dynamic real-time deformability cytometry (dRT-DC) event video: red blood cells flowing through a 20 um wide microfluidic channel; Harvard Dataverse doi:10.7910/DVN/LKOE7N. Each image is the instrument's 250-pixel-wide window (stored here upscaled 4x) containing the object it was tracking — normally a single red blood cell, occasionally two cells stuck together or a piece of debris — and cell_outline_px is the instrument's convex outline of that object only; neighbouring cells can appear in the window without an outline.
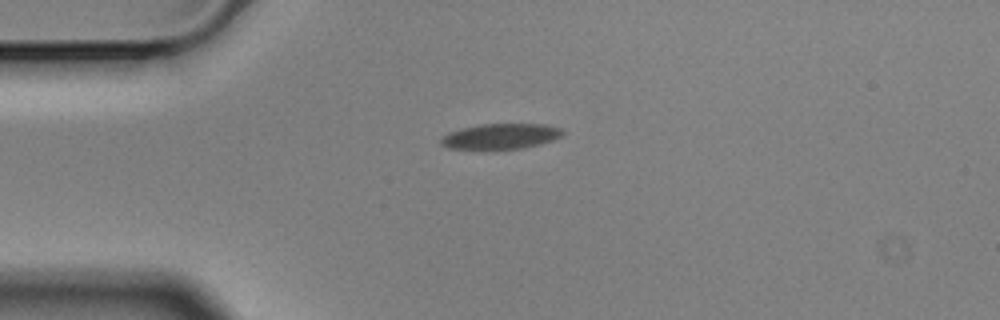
{"species": "Egyptian fruit bat (a non-hibernating species)", "species_latin": "Rousettus aegyptiacus", "temperature_condition": "cold", "stored_images_in_passage": 4, "camera_frame_rate_fps": 3000, "um_per_image_px": 0.085, "animal": {"sex": "male"}, "frame": {"image": 1, "passage_image": 1, "time_ms": 0.0, "image_size_px": [1000, 320], "cell_outline_px": [[564, 132], [560, 136], [552, 140], [540, 144], [524, 148], [448, 148], [440, 144], [440, 140], [448, 132], [464, 128], [484, 124], [544, 124], [564, 128]], "centroid_in_image_um": [42.61, 11.57], "position_along_channel_um": 42.4, "area_um2": 17.69}}
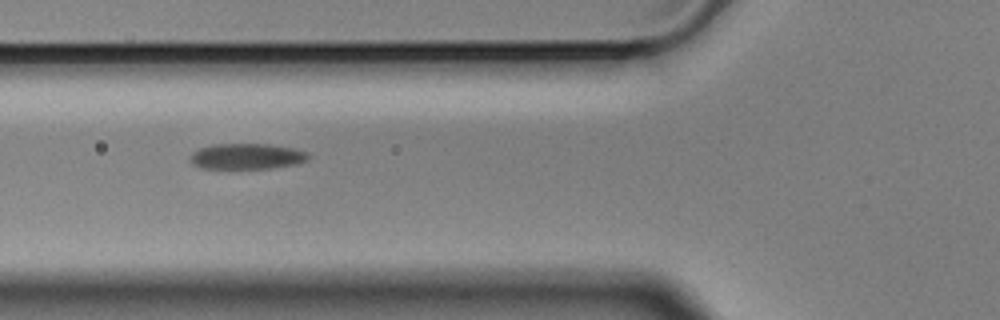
{"frame": {"image": 2, "passage_image": 3, "time_ms": 0.667, "image_size_px": [1000, 320], "cell_outline_px": [[308, 160], [296, 164], [272, 168], [200, 168], [192, 164], [188, 160], [188, 156], [196, 148], [212, 144], [268, 144], [292, 148], [308, 152]], "centroid_in_image_um": [20.9, 13.28], "position_along_channel_um": 104.9, "area_um2": 17.92}}
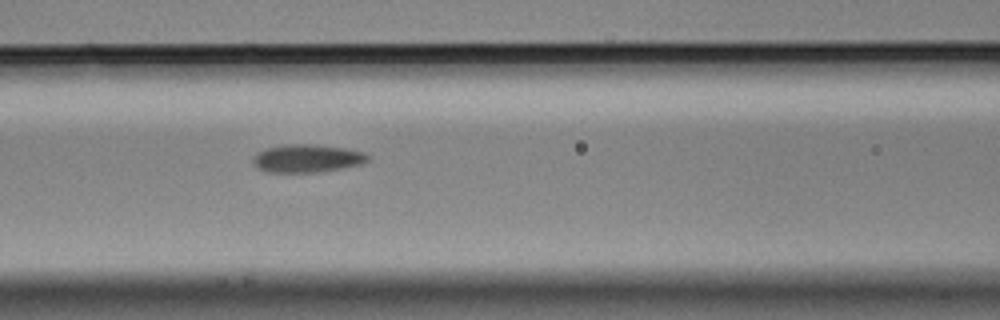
{"frame": {"image": 3, "passage_image": 4, "time_ms": 1.0, "image_size_px": [1000, 320], "cell_outline_px": [[372, 156], [364, 164], [320, 172], [268, 172], [256, 168], [252, 164], [252, 156], [256, 152], [264, 148], [284, 144], [312, 144], [344, 148], [364, 152]], "centroid_in_image_um": [26.07, 13.46], "position_along_channel_um": 140.5, "area_um2": 19.13}}